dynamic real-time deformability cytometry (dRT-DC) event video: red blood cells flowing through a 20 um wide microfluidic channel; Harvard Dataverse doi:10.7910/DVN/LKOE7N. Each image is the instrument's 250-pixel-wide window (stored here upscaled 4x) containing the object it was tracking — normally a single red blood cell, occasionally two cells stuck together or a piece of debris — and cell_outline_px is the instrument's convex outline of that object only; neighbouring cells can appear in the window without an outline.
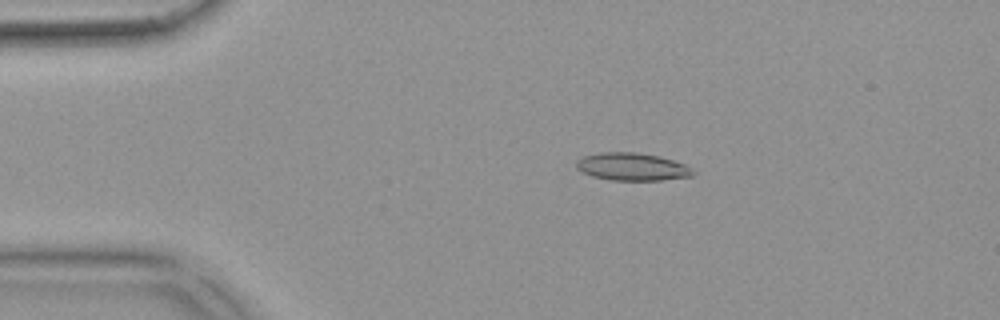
{"species": "common noctule bat (a hibernating species)", "species_latin": "Nyctalus noctula", "temperature_condition": "warm", "stored_images_in_passage": 49, "camera_frame_rate_fps": 3000, "um_per_image_px": 0.085, "animal": {"sex": "female", "body_mass_g": 18.4}, "frame": {"image": 1, "passage_image": 7, "time_ms": 2.0, "image_size_px": [1000, 320], "cell_outline_px": [[696, 172], [692, 176], [660, 180], [608, 180], [592, 176], [576, 168], [576, 160], [584, 156], [600, 152], [636, 152], [660, 156], [684, 164], [692, 168]], "centroid_in_image_um": [53.73, 14.17], "position_along_channel_um": 31.3, "area_um2": 18.84}}
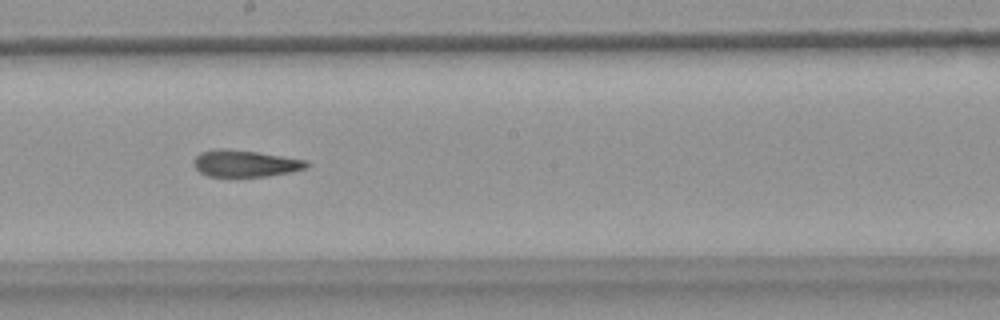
{"frame": {"image": 2, "passage_image": 26, "time_ms": 8.333, "image_size_px": [1000, 320], "cell_outline_px": [[312, 164], [308, 168], [292, 172], [268, 176], [208, 176], [200, 172], [192, 164], [192, 160], [200, 152], [216, 148], [224, 148], [256, 152], [308, 160]], "centroid_in_image_um": [20.86, 13.89], "position_along_channel_um": 227.3, "area_um2": 17.8}}
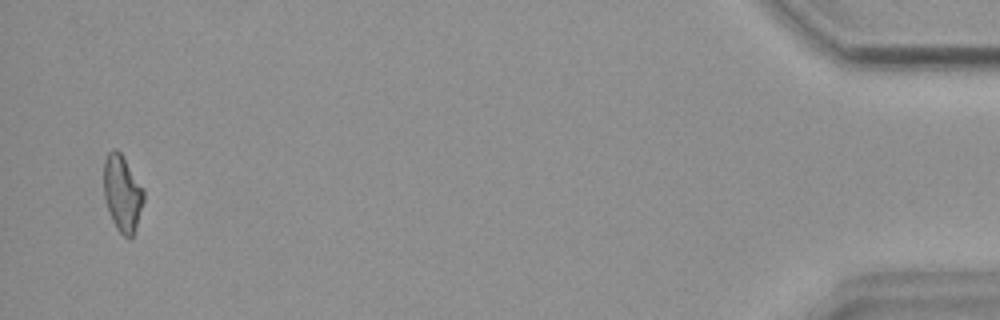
{"frame": {"image": 3, "passage_image": 48, "time_ms": 15.667, "image_size_px": [1000, 320], "cell_outline_px": [[144, 200], [132, 236], [124, 236], [116, 228], [112, 220], [104, 196], [104, 160], [108, 152], [112, 148], [116, 148], [120, 152], [144, 188]], "centroid_in_image_um": [10.39, 16.37], "position_along_channel_um": 424.8, "area_um2": 17.51}, "authors_computed_cell_mechanics": {"area_um2": 18.1492, "velocity_mm_per_s": 3.8617, "shape_relaxation_time_tau1_ms": null, "shape_relaxation_time_tau2_ms": 4.7882, "deformation_change_tau1": null, "deformation_change_tau2": 0.1573}}